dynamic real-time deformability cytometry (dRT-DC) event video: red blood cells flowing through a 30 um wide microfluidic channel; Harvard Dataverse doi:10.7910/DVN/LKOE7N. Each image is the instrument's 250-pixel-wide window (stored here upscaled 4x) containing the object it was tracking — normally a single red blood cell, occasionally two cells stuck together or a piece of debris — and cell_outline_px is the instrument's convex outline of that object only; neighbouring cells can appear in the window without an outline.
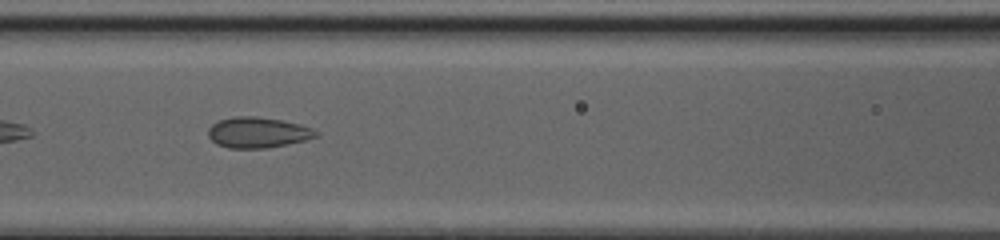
{"species": "common noctule bat (a hibernating species)", "species_latin": "Nyctalus noctula", "temperature_condition": "cold", "stored_images_in_passage": 32, "camera_frame_rate_fps": 3000, "um_per_image_px": 0.085, "animal": {"sex": "female", "body_mass_g": 20.0, "forearm_length_mm": 54.0}, "frame": {"image": 1, "passage_image": 7, "time_ms": 2.0, "image_size_px": [1000, 240], "cell_outline_px": [[320, 136], [288, 144], [268, 148], [228, 148], [216, 144], [208, 136], [208, 128], [212, 124], [220, 120], [232, 116], [256, 116], [280, 120], [300, 124], [312, 128], [320, 132]], "centroid_in_image_um": [21.92, 11.26], "position_along_channel_um": 144.7, "area_um2": 19.42}}
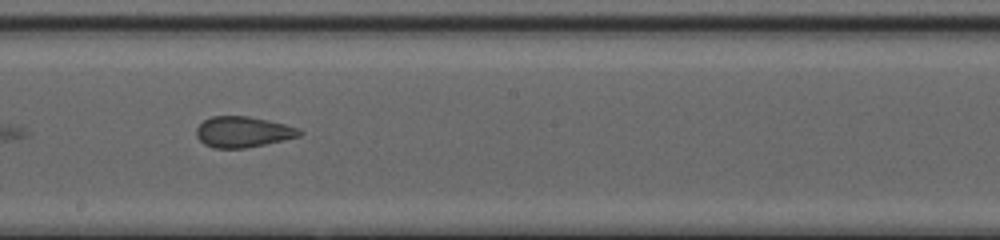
{"frame": {"image": 2, "passage_image": 13, "time_ms": 4.0, "image_size_px": [1000, 240], "cell_outline_px": [[304, 132], [300, 136], [264, 144], [244, 148], [216, 148], [204, 144], [196, 136], [196, 128], [204, 120], [212, 116], [248, 116], [268, 120], [300, 128]], "centroid_in_image_um": [20.66, 11.2], "position_along_channel_um": 227.5, "area_um2": 18.44}}
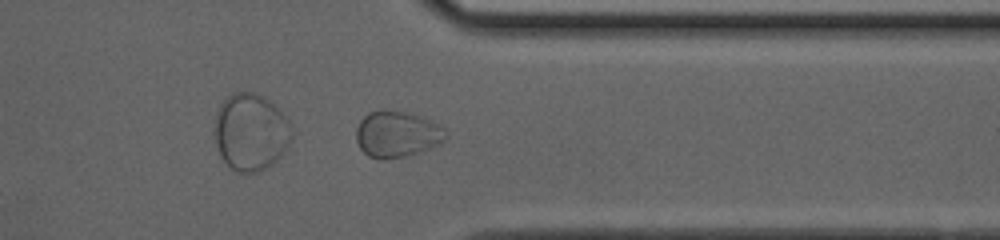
{"frame": {"image": 3, "passage_image": 24, "time_ms": 7.667, "image_size_px": [1000, 240], "cell_outline_px": [[448, 136], [444, 140], [428, 148], [408, 156], [384, 160], [380, 160], [368, 156], [360, 148], [356, 140], [356, 128], [360, 120], [368, 112], [404, 112], [420, 116], [444, 128]], "centroid_in_image_um": [33.71, 11.44], "position_along_channel_um": 377.7, "area_um2": 23.7}}